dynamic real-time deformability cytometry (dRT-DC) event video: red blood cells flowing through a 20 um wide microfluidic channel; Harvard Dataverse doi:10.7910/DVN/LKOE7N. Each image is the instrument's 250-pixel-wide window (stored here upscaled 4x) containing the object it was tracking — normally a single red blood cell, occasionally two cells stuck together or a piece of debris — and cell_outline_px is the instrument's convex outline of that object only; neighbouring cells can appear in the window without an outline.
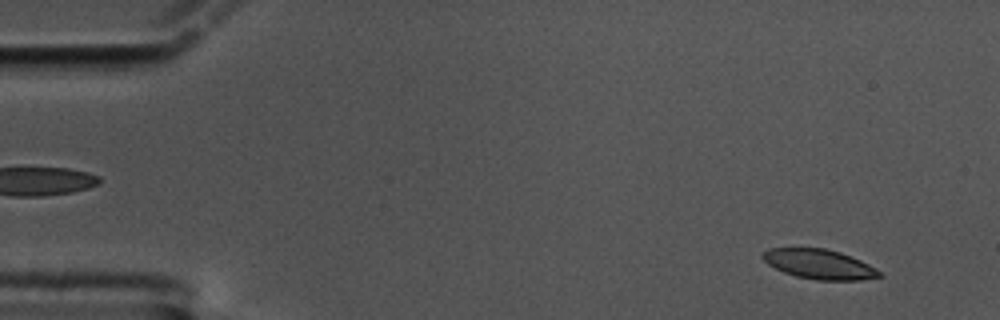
{"species": "common noctule bat (a hibernating species)", "species_latin": "Nyctalus noctula", "temperature_condition": "cold", "stored_images_in_passage": 59, "camera_frame_rate_fps": 3000, "um_per_image_px": 0.085, "animal": {"sex": "male", "body_mass_g": 17.5, "forearm_length_mm": 52.3}, "frame": {"image": 1, "passage_image": 4, "time_ms": 1.0, "image_size_px": [1000, 320], "cell_outline_px": [[884, 276], [860, 280], [816, 280], [796, 276], [784, 272], [768, 264], [760, 256], [768, 248], [824, 248], [840, 252], [860, 260], [876, 268]], "centroid_in_image_um": [69.64, 22.45], "position_along_channel_um": 15.4, "area_um2": 20.11}}
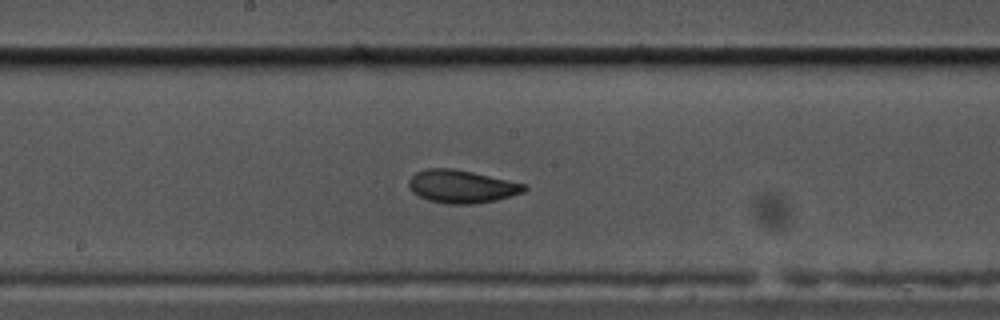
{"frame": {"image": 2, "passage_image": 31, "time_ms": 10.0, "image_size_px": [1000, 320], "cell_outline_px": [[528, 188], [524, 192], [496, 200], [472, 204], [448, 204], [428, 200], [412, 192], [408, 188], [408, 180], [416, 172], [424, 168], [452, 168], [472, 172], [528, 184]], "centroid_in_image_um": [39.24, 15.84], "position_along_channel_um": 209.0, "area_um2": 22.31}}
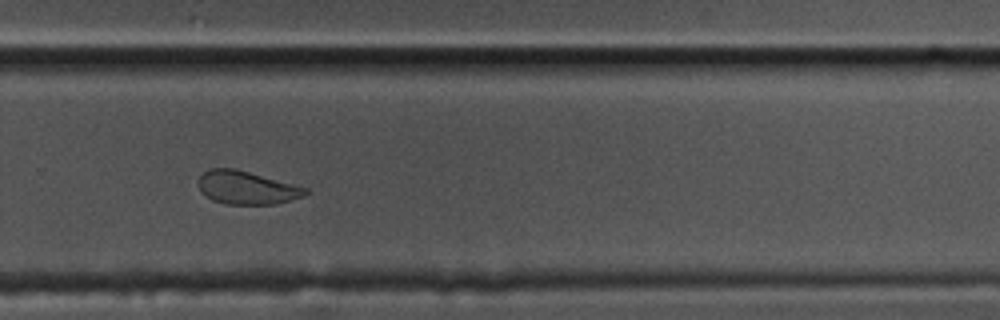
{"frame": {"image": 3, "passage_image": 40, "time_ms": 13.0, "image_size_px": [1000, 320], "cell_outline_px": [[308, 192], [304, 196], [276, 204], [224, 204], [212, 200], [200, 192], [196, 184], [196, 180], [208, 168], [236, 168], [308, 188]], "centroid_in_image_um": [20.91, 15.94], "position_along_channel_um": 308.9, "area_um2": 20.98}, "authors_computed_cell_mechanics": {"area_um2": 21.6172, "velocity_mm_per_s": 3.333, "shape_relaxation_time_tau1_ms": 3.9295, "shape_relaxation_time_tau2_ms": 2.8058, "deformation_change_tau1": 0.127, "deformation_change_tau2": 0.0781}}